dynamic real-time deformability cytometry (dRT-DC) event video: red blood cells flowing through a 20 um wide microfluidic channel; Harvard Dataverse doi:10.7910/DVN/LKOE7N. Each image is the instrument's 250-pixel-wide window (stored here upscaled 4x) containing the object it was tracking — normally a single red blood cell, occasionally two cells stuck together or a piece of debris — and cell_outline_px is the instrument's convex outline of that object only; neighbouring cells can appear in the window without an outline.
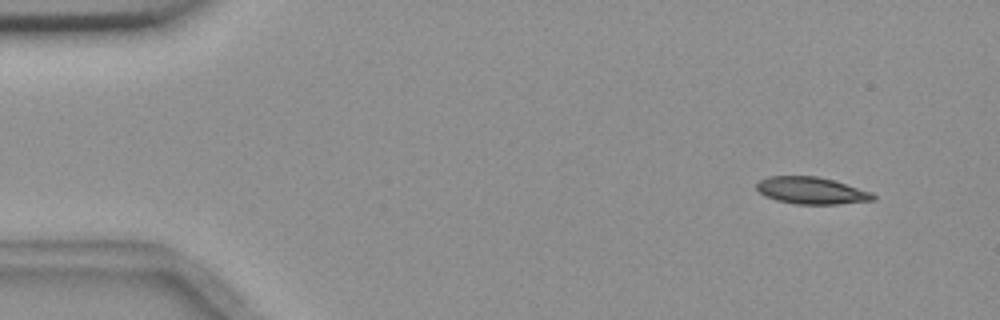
{"species": "common noctule bat (a hibernating species)", "species_latin": "Nyctalus noctula", "temperature_condition": "room temperature", "stored_images_in_passage": 5, "camera_frame_rate_fps": 3000, "um_per_image_px": 0.085, "animal": {"sex": "female", "body_mass_g": 18.4}, "frame": {"image": 1, "passage_image": 1, "time_ms": 0.0, "image_size_px": [1000, 320], "cell_outline_px": [[876, 200], [840, 204], [796, 204], [776, 200], [764, 196], [756, 188], [756, 184], [760, 180], [768, 176], [816, 176], [832, 180], [872, 192], [876, 196]], "centroid_in_image_um": [68.97, 16.2], "position_along_channel_um": 16.0, "area_um2": 18.32}}
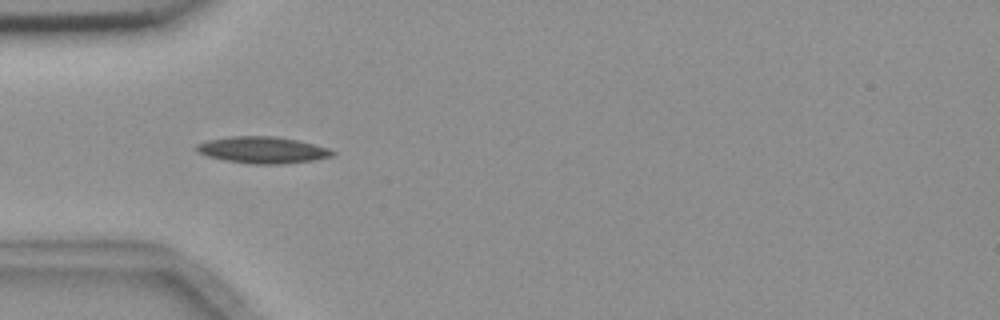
{"frame": {"image": 2, "passage_image": 4, "time_ms": 4.0, "image_size_px": [1000, 320], "cell_outline_px": [[336, 152], [332, 156], [312, 160], [280, 164], [248, 164], [224, 160], [208, 156], [196, 152], [196, 144], [208, 140], [228, 136], [276, 136], [296, 140], [328, 148]], "centroid_in_image_um": [22.27, 12.75], "position_along_channel_um": 62.7, "area_um2": 21.04}}
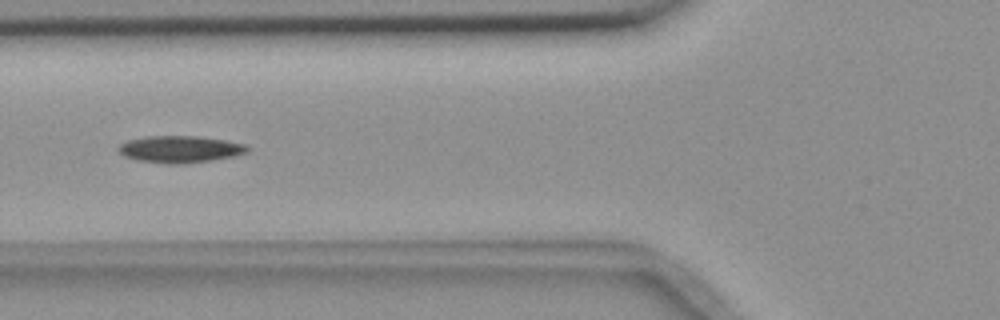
{"frame": {"image": 3, "passage_image": 5, "time_ms": 5.333, "image_size_px": [1000, 320], "cell_outline_px": [[252, 148], [248, 152], [236, 156], [212, 160], [184, 164], [164, 164], [136, 160], [124, 156], [116, 148], [120, 144], [128, 140], [144, 136], [196, 136], [224, 140], [248, 144]], "centroid_in_image_um": [15.33, 12.69], "position_along_channel_um": 110.5, "area_um2": 20.58}}